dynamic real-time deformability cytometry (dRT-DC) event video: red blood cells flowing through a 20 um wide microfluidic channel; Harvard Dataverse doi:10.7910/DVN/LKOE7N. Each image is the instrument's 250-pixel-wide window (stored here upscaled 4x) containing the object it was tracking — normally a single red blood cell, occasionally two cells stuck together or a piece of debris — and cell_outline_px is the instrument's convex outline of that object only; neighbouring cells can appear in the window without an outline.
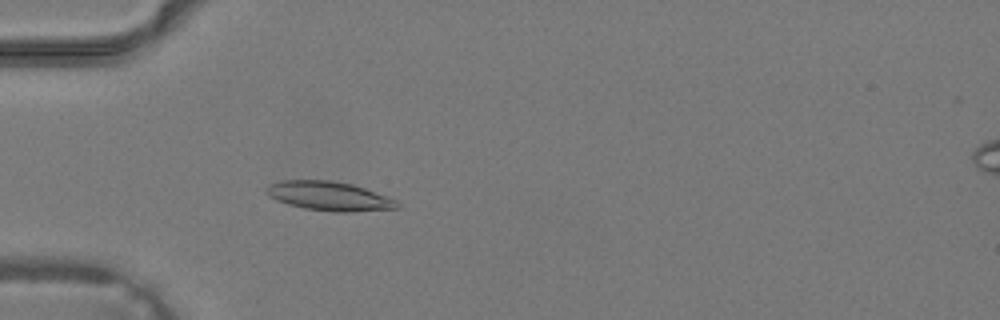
{"species": "common noctule bat (a hibernating species)", "species_latin": "Nyctalus noctula", "temperature_condition": "warm", "stored_images_in_passage": 39, "camera_frame_rate_fps": 3000, "um_per_image_px": 0.085, "animal": {"sex": "male", "body_mass_g": 19.2, "forearm_length_mm": 51.8}, "frame": {"image": 1, "passage_image": 12, "time_ms": 3.667, "image_size_px": [1000, 320], "cell_outline_px": [[400, 208], [352, 212], [336, 212], [304, 208], [288, 204], [276, 200], [268, 196], [264, 192], [264, 188], [268, 184], [280, 180], [332, 180], [352, 184], [388, 196], [396, 200], [400, 204]], "centroid_in_image_um": [27.95, 16.66], "position_along_channel_um": 57.0, "area_um2": 22.48}}
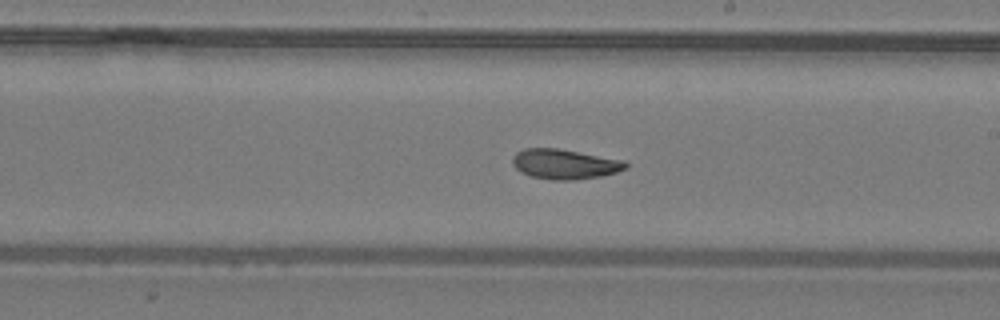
{"frame": {"image": 2, "passage_image": 23, "time_ms": 7.333, "image_size_px": [1000, 320], "cell_outline_px": [[628, 168], [616, 172], [600, 176], [572, 180], [552, 180], [532, 176], [520, 172], [512, 164], [512, 156], [516, 152], [524, 148], [556, 148], [624, 160], [628, 164]], "centroid_in_image_um": [47.98, 13.94], "position_along_channel_um": 241.0, "area_um2": 19.71}}
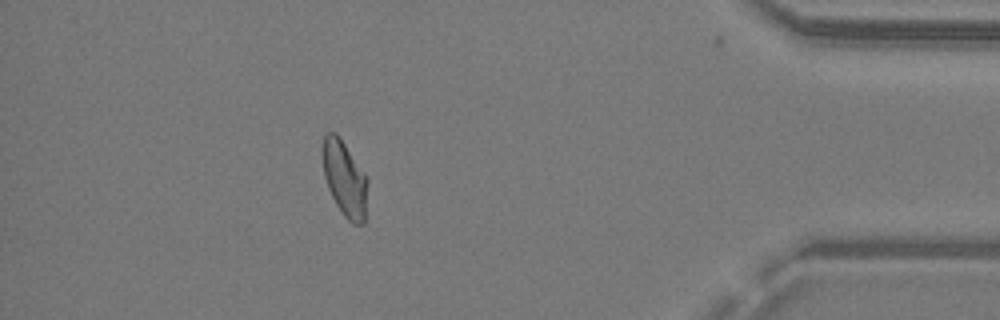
{"frame": {"image": 3, "passage_image": 35, "time_ms": 11.333, "image_size_px": [1000, 320], "cell_outline_px": [[368, 180], [364, 224], [352, 224], [344, 216], [336, 204], [328, 188], [324, 176], [320, 156], [320, 152], [324, 132], [336, 132], [364, 172]], "centroid_in_image_um": [29.25, 15.14], "position_along_channel_um": 405.9, "area_um2": 20.11}}